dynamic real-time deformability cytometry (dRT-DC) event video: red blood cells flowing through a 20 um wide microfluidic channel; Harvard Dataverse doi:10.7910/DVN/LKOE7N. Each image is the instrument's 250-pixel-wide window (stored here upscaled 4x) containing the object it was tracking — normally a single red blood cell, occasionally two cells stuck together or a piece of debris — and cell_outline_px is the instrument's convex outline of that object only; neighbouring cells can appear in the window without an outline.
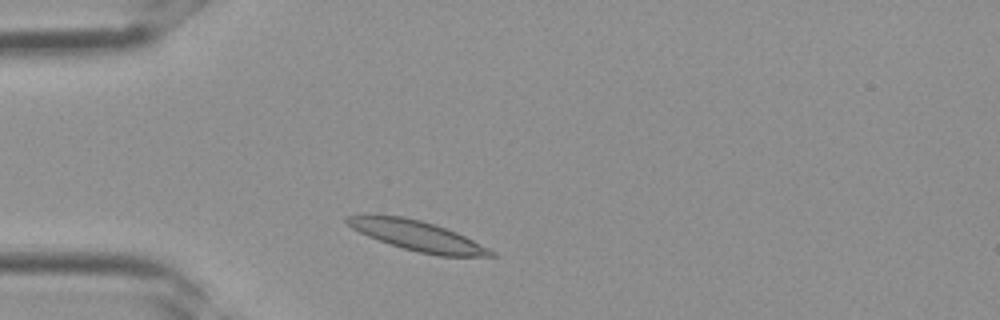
{"species": "Egyptian fruit bat (a non-hibernating species)", "species_latin": "Rousettus aegyptiacus", "temperature_condition": "room temperature", "stored_images_in_passage": 4, "camera_frame_rate_fps": 3000, "um_per_image_px": 0.085, "frame": {"image": 1, "passage_image": 4, "time_ms": 1.0, "image_size_px": [1000, 320], "cell_outline_px": [[496, 256], [440, 256], [420, 252], [404, 248], [368, 236], [352, 228], [344, 220], [344, 216], [404, 216], [420, 220], [456, 232], [496, 252]], "centroid_in_image_um": [35.5, 20.05], "position_along_channel_um": 49.5, "area_um2": 24.33}}